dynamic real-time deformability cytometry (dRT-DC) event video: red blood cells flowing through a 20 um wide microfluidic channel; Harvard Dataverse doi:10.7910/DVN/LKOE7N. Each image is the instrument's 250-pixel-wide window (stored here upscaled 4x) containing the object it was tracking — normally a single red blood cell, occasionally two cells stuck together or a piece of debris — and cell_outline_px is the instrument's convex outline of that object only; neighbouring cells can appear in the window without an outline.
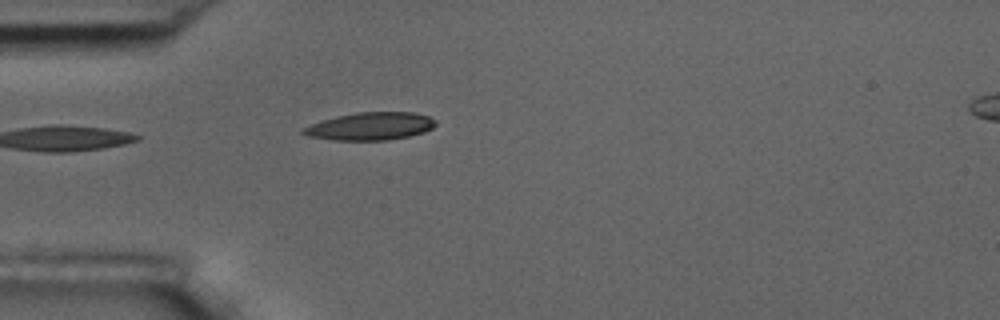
{"species": "common noctule bat (a hibernating species)", "species_latin": "Nyctalus noctula", "temperature_condition": "room temperature", "stored_images_in_passage": 4, "camera_frame_rate_fps": 3000, "um_per_image_px": 0.085, "animal": {"sex": "male", "body_mass_g": 17.5, "forearm_length_mm": 52.3}, "frame": {"image": 1, "passage_image": 4, "time_ms": 4.333, "image_size_px": [1000, 320], "cell_outline_px": [[436, 124], [432, 128], [424, 132], [408, 136], [388, 140], [332, 140], [308, 136], [300, 132], [300, 128], [336, 116], [356, 112], [416, 112], [428, 116], [436, 120]], "centroid_in_image_um": [31.48, 10.73], "position_along_channel_um": 53.5, "area_um2": 21.44}}